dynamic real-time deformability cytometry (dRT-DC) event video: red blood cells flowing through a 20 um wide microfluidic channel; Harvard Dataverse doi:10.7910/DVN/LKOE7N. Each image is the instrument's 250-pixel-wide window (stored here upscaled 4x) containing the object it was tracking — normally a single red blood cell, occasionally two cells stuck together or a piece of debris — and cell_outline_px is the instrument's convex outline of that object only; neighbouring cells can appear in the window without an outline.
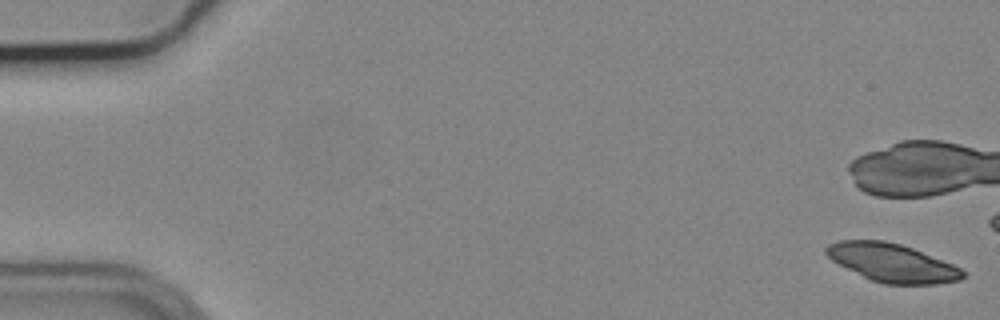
{"species": "common noctule bat (a hibernating species)", "species_latin": "Nyctalus noctula", "temperature_condition": "cold", "stored_images_in_passage": 6, "camera_frame_rate_fps": 3000, "um_per_image_px": 0.085, "animal": {"sex": "male", "body_mass_g": 19.2, "forearm_length_mm": 51.8}, "frame": {"image": 1, "passage_image": 1, "time_ms": 0.0, "image_size_px": [1000, 320], "cell_outline_px": [[968, 276], [960, 280], [936, 284], [884, 284], [868, 280], [832, 260], [824, 252], [824, 248], [828, 244], [840, 240], [884, 240], [900, 244], [912, 248], [952, 264], [968, 272]], "centroid_in_image_um": [75.84, 22.35], "position_along_channel_um": 9.2, "area_um2": 30.63}}